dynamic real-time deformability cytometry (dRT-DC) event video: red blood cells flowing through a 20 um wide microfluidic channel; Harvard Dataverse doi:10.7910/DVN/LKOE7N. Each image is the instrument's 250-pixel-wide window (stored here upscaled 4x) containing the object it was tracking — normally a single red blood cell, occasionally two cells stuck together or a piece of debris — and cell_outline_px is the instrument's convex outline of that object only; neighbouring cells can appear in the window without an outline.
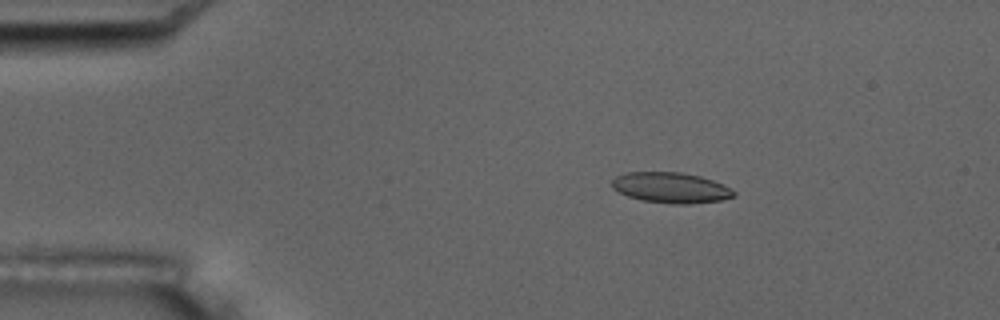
{"species": "common noctule bat (a hibernating species)", "species_latin": "Nyctalus noctula", "temperature_condition": "room temperature", "stored_images_in_passage": 4, "camera_frame_rate_fps": 3000, "um_per_image_px": 0.085, "animal": {"sex": "male", "body_mass_g": 17.5, "forearm_length_mm": 52.3}, "frame": {"image": 1, "passage_image": 2, "time_ms": 1.333, "image_size_px": [1000, 320], "cell_outline_px": [[736, 196], [720, 200], [688, 204], [676, 204], [640, 200], [628, 196], [612, 188], [612, 180], [616, 176], [628, 172], [680, 172], [700, 176], [724, 184], [736, 192]], "centroid_in_image_um": [57.03, 15.95], "position_along_channel_um": 28.0, "area_um2": 21.68}}